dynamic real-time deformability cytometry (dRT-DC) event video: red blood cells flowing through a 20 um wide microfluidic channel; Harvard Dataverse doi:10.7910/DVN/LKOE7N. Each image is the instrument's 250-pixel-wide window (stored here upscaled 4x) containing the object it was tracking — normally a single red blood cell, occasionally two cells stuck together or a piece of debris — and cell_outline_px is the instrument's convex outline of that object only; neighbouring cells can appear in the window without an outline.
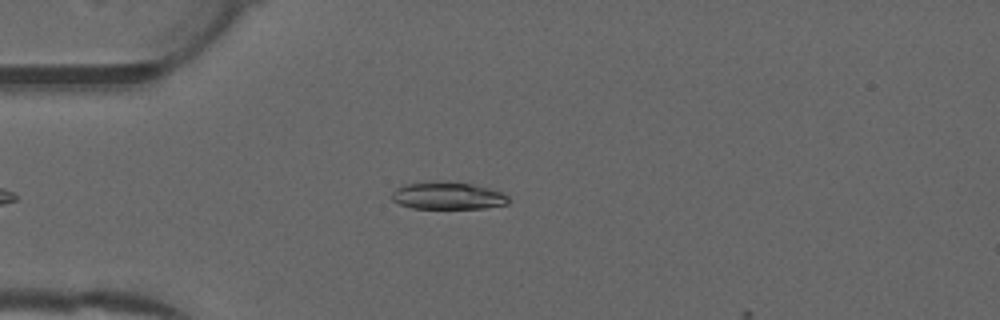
{"species": "common noctule bat (a hibernating species)", "species_latin": "Nyctalus noctula", "temperature_condition": "warm", "stored_images_in_passage": 4, "camera_frame_rate_fps": 3000, "um_per_image_px": 0.085, "animal": {"sex": "male", "forearm_length_mm": 52.5}, "frame": {"image": 1, "passage_image": 2, "time_ms": 0.333, "image_size_px": [1000, 320], "cell_outline_px": [[508, 204], [484, 208], [412, 208], [400, 204], [392, 200], [392, 192], [396, 188], [404, 184], [472, 184], [504, 192], [508, 196]], "centroid_in_image_um": [38.1, 16.68], "position_along_channel_um": 46.9, "area_um2": 17.74}}